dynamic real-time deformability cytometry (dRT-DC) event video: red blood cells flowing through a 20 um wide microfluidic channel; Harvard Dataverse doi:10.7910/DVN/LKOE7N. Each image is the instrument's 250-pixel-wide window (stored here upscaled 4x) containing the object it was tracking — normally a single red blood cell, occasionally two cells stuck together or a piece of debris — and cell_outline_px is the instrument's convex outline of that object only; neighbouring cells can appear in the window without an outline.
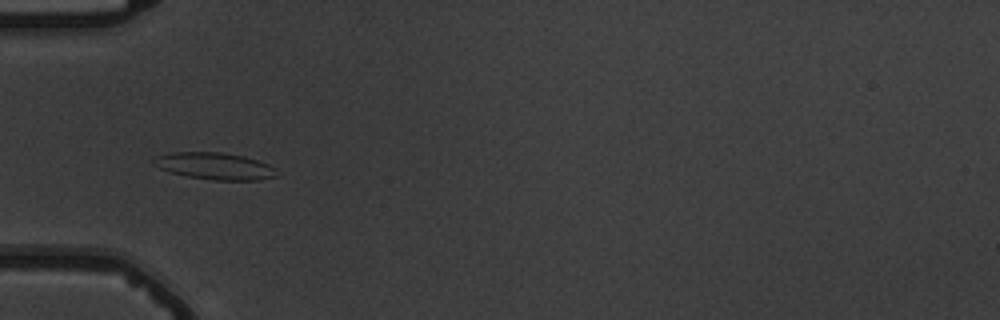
{"species": "common noctule bat (a hibernating species)", "species_latin": "Nyctalus noctula", "temperature_condition": "warm", "stored_images_in_passage": 8, "camera_frame_rate_fps": 3000, "um_per_image_px": 0.085, "animal": {"sex": "male", "body_mass_g": 19.5, "forearm_length_mm": 54.6}, "frame": {"image": 1, "passage_image": 6, "time_ms": 5.667, "image_size_px": [1000, 320], "cell_outline_px": [[276, 176], [260, 180], [212, 180], [188, 176], [172, 172], [160, 168], [152, 164], [152, 160], [156, 156], [168, 152], [220, 152], [244, 156], [268, 164], [276, 168]], "centroid_in_image_um": [18.24, 14.11], "position_along_channel_um": 66.8, "area_um2": 19.25}}
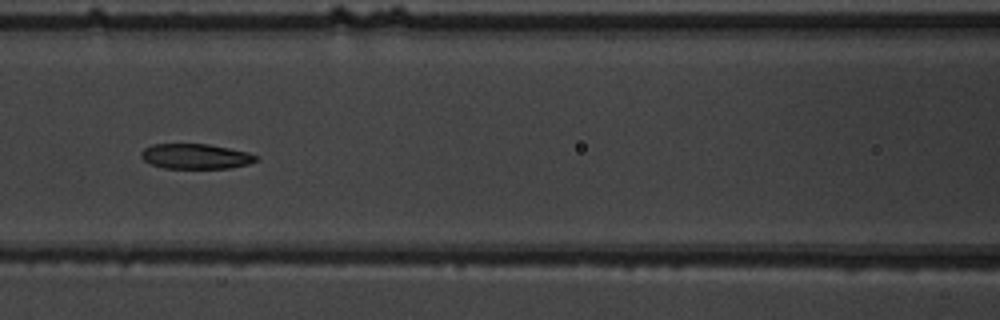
{"frame": {"image": 2, "passage_image": 8, "time_ms": 8.0, "image_size_px": [1000, 320], "cell_outline_px": [[260, 160], [248, 164], [228, 168], [164, 168], [152, 164], [144, 160], [140, 156], [140, 152], [144, 148], [152, 144], [208, 144], [248, 152], [256, 156]], "centroid_in_image_um": [16.62, 13.29], "position_along_channel_um": 150.0, "area_um2": 16.76}}